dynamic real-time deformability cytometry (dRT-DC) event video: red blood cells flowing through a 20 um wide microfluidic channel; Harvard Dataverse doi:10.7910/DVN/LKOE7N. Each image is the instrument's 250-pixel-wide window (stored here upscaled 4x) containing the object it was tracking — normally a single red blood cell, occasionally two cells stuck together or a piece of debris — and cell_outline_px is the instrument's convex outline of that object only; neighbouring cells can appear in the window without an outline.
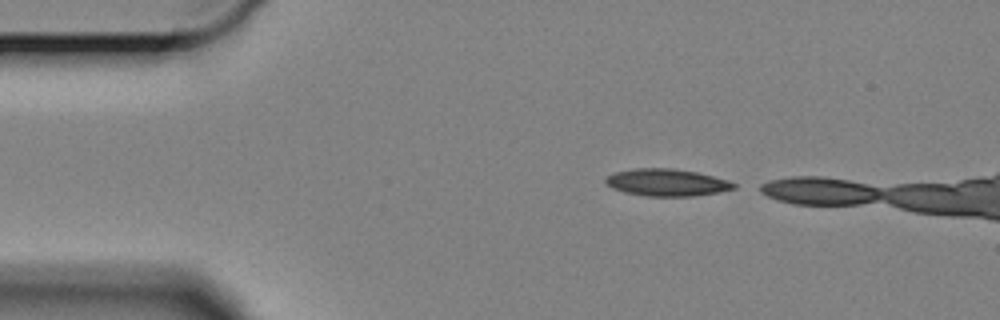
{"species": "Egyptian fruit bat (a non-hibernating species)", "species_latin": "Rousettus aegyptiacus", "temperature_condition": "cold", "stored_images_in_passage": 6, "camera_frame_rate_fps": 3000, "um_per_image_px": 0.085, "animal": {"sex": "female"}, "frame": {"image": 1, "passage_image": 1, "time_ms": 0.0, "image_size_px": [1000, 320], "cell_outline_px": [[736, 188], [716, 192], [692, 196], [648, 196], [624, 192], [612, 188], [604, 180], [608, 176], [616, 172], [636, 168], [672, 168], [696, 172], [728, 180], [736, 184]], "centroid_in_image_um": [56.67, 15.51], "position_along_channel_um": 28.3, "area_um2": 20.0}}